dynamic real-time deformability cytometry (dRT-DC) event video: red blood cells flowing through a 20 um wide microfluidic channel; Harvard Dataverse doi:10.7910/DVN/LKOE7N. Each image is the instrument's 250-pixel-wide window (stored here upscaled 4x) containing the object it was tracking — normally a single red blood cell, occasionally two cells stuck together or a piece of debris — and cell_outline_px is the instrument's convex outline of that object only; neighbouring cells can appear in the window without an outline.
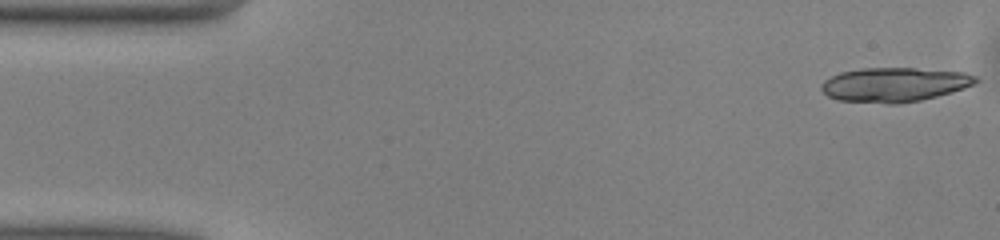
{"species": "common noctule bat (a hibernating species)", "species_latin": "Nyctalus noctula", "temperature_condition": "warm", "stored_images_in_passage": 46, "segment_of_instrument_passage": [1, 2], "camera_frame_rate_fps": 3000, "um_per_image_px": 0.085, "animal": {"sex": "male", "body_mass_g": 13.0, "forearm_length_mm": 53.1}, "frame": {"image": 1, "passage_image": 1, "time_ms": 0.0, "image_size_px": [1000, 240], "cell_outline_px": [[980, 80], [964, 88], [952, 92], [920, 100], [900, 104], [884, 104], [836, 100], [828, 96], [820, 88], [820, 84], [824, 80], [840, 72], [860, 68], [916, 68], [964, 72], [976, 76]], "centroid_in_image_um": [75.99, 7.2], "position_along_channel_um": 9.0, "area_um2": 31.1}}